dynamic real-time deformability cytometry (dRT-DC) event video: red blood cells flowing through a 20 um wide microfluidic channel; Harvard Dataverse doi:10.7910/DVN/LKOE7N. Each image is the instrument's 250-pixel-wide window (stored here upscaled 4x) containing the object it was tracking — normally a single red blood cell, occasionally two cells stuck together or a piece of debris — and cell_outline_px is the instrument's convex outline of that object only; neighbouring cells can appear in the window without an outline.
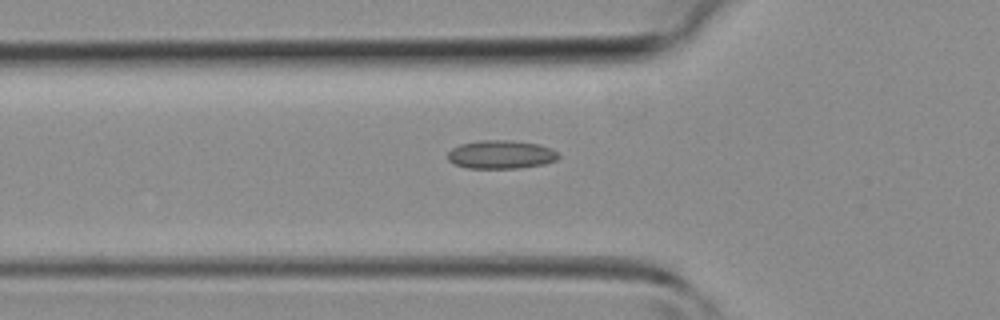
{"species": "common noctule bat (a hibernating species)", "species_latin": "Nyctalus noctula", "temperature_condition": "room temperature", "stored_images_in_passage": 33, "camera_frame_rate_fps": 3000, "um_per_image_px": 0.085, "animal": {"sex": "female", "body_mass_g": 19.3, "forearm_length_mm": 54.1}, "frame": {"image": 1, "passage_image": 7, "time_ms": 2.0, "image_size_px": [1000, 320], "cell_outline_px": [[560, 156], [556, 160], [544, 164], [520, 168], [468, 168], [452, 164], [448, 160], [448, 152], [452, 148], [460, 144], [480, 140], [508, 140], [540, 144], [552, 148]], "centroid_in_image_um": [42.57, 13.13], "position_along_channel_um": 83.2, "area_um2": 18.5}}
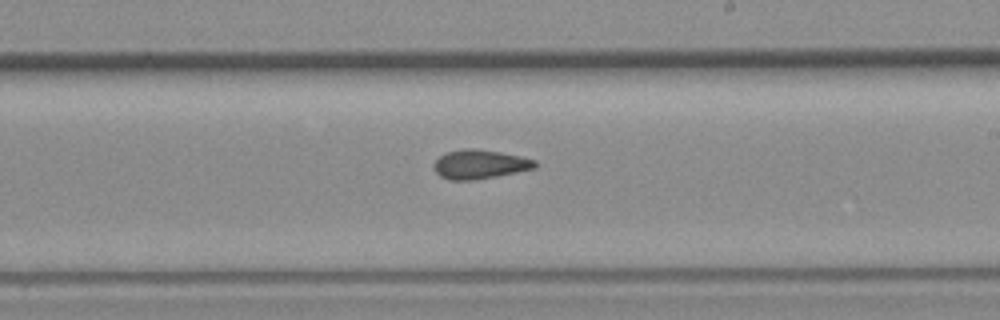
{"frame": {"image": 2, "passage_image": 17, "time_ms": 5.333, "image_size_px": [1000, 320], "cell_outline_px": [[536, 168], [496, 176], [472, 180], [448, 180], [440, 176], [436, 172], [432, 164], [444, 152], [464, 148], [472, 148], [500, 152], [520, 156], [536, 160]], "centroid_in_image_um": [40.74, 13.96], "position_along_channel_um": 248.3, "area_um2": 17.17}}
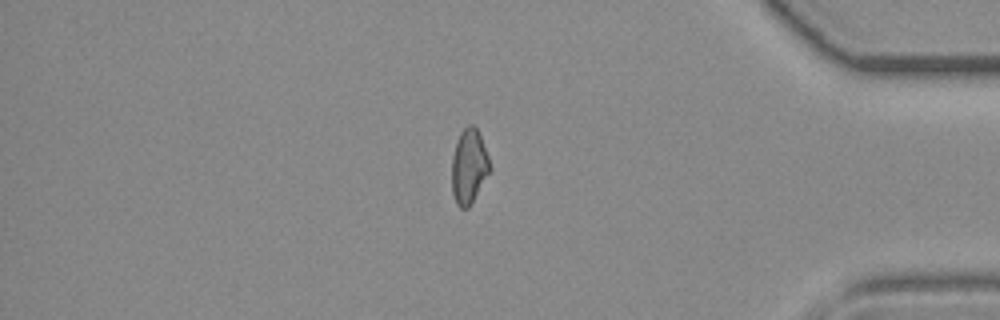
{"frame": {"image": 3, "passage_image": 28, "time_ms": 9.0, "image_size_px": [1000, 320], "cell_outline_px": [[492, 168], [468, 208], [460, 208], [456, 204], [452, 192], [452, 156], [460, 132], [468, 124], [472, 124], [476, 128], [480, 136], [488, 156]], "centroid_in_image_um": [39.85, 14.15], "position_along_channel_um": 395.3, "area_um2": 16.42}}